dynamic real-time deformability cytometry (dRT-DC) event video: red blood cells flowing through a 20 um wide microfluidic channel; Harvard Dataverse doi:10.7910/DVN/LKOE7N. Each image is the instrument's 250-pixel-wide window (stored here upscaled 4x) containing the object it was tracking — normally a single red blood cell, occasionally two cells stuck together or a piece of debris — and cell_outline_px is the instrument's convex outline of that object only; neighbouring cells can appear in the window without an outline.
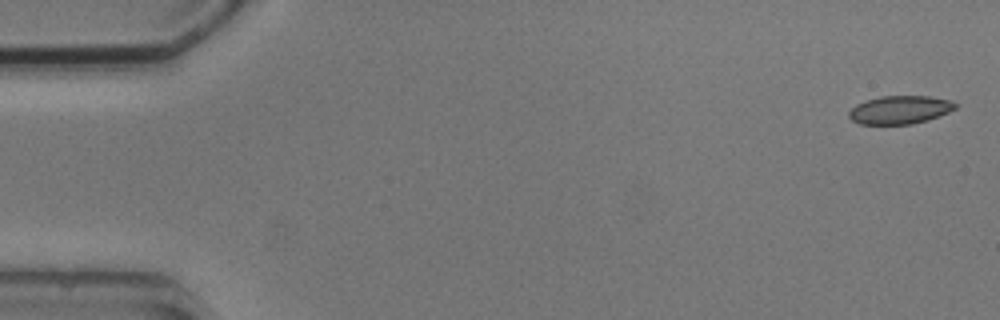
{"species": "common noctule bat (a hibernating species)", "species_latin": "Nyctalus noctula", "temperature_condition": "cold", "stored_images_in_passage": 3, "camera_frame_rate_fps": 3000, "um_per_image_px": 0.085, "animal": {"sex": "male", "body_mass_g": 20.5, "forearm_length_mm": 52.5}, "frame": {"image": 1, "passage_image": 1, "time_ms": 0.0, "image_size_px": [1000, 320], "cell_outline_px": [[956, 108], [948, 112], [928, 120], [912, 124], [860, 124], [852, 120], [848, 116], [848, 112], [856, 104], [880, 96], [928, 96], [948, 100], [956, 104]], "centroid_in_image_um": [76.46, 9.34], "position_along_channel_um": 8.5, "area_um2": 17.34}}